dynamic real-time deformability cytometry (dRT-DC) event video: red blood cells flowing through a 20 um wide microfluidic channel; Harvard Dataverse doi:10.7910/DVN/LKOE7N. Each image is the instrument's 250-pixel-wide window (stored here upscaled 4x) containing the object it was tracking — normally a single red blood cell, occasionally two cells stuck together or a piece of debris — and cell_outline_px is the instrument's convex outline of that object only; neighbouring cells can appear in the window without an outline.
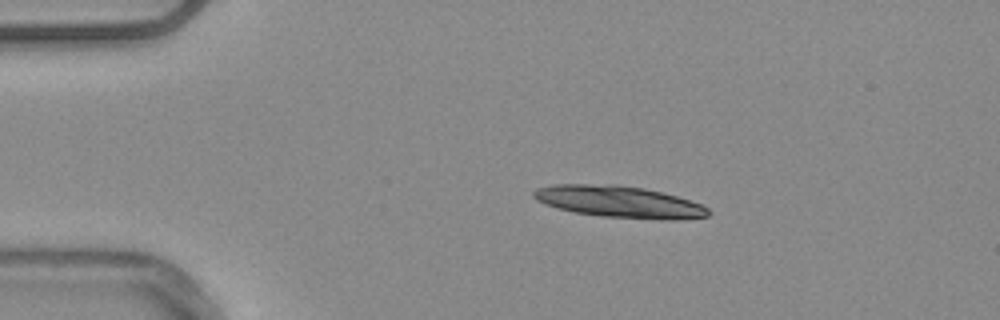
{"species": "common noctule bat (a hibernating species)", "species_latin": "Nyctalus noctula", "temperature_condition": "warm", "stored_images_in_passage": 17, "camera_frame_rate_fps": 3000, "um_per_image_px": 0.085, "animal": {"sex": "male", "body_mass_g": 20.4}, "frame": {"image": 1, "passage_image": 1, "time_ms": 0.0, "image_size_px": [1000, 320], "cell_outline_px": [[712, 212], [708, 216], [676, 220], [664, 220], [600, 216], [572, 212], [556, 208], [544, 204], [536, 200], [532, 196], [532, 192], [536, 188], [552, 184], [616, 184], [644, 188], [676, 196], [700, 204], [708, 208]], "centroid_in_image_um": [52.58, 17.15], "position_along_channel_um": 32.4, "area_um2": 32.54}}